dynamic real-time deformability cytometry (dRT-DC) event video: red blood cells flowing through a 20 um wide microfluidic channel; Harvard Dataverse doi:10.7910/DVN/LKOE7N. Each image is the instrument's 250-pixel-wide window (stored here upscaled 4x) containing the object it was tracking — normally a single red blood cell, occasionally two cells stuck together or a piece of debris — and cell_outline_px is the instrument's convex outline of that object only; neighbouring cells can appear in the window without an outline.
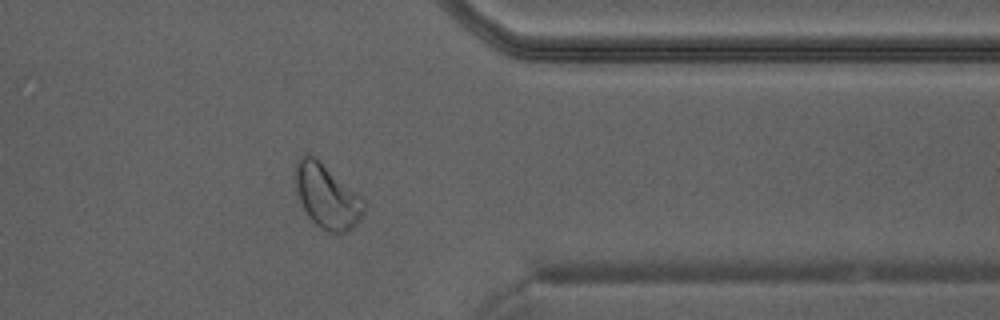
{"species": "Egyptian fruit bat (a non-hibernating species)", "species_latin": "Rousettus aegyptiacus", "temperature_condition": "warm", "stored_images_in_passage": 34, "camera_frame_rate_fps": 3000, "um_per_image_px": 0.085, "animal": {"sex": "male"}, "frame": {"image": 1, "passage_image": 25, "time_ms": 8.0, "image_size_px": [1000, 320], "cell_outline_px": [[368, 204], [360, 220], [348, 232], [328, 232], [320, 228], [308, 216], [300, 200], [296, 188], [296, 160], [304, 152], [316, 156], [360, 196]], "centroid_in_image_um": [27.8, 16.66], "position_along_channel_um": 383.6, "area_um2": 25.66}}